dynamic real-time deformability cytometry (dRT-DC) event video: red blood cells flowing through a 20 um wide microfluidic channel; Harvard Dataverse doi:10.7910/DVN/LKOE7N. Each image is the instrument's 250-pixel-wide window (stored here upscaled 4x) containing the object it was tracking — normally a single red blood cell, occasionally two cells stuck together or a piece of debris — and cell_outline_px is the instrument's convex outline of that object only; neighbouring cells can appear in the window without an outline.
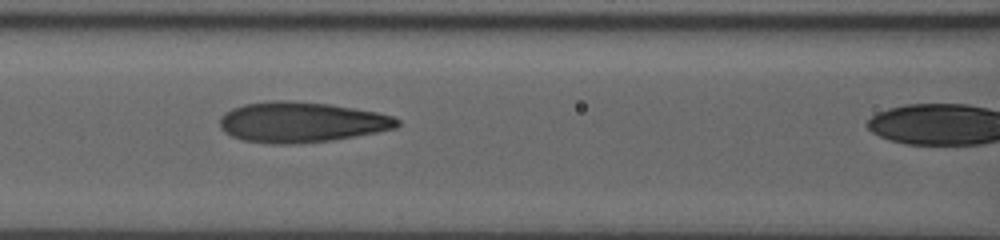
{"species": "human", "species_latin": "Homo sapiens", "temperature_condition": "room temperature", "stored_images_in_passage": 13, "camera_frame_rate_fps": 3000, "um_per_image_px": 0.085, "donor": {"sex": "male"}, "frame": {"image": 1, "passage_image": 11, "time_ms": 3.333, "image_size_px": [1000, 240], "cell_outline_px": [[400, 124], [396, 128], [376, 132], [332, 140], [292, 144], [272, 144], [244, 140], [232, 136], [224, 132], [220, 128], [220, 116], [224, 112], [232, 108], [244, 104], [272, 100], [288, 100], [332, 104], [376, 112], [392, 116], [400, 120]], "centroid_in_image_um": [25.59, 10.37], "position_along_channel_um": 141.0, "area_um2": 41.91}}